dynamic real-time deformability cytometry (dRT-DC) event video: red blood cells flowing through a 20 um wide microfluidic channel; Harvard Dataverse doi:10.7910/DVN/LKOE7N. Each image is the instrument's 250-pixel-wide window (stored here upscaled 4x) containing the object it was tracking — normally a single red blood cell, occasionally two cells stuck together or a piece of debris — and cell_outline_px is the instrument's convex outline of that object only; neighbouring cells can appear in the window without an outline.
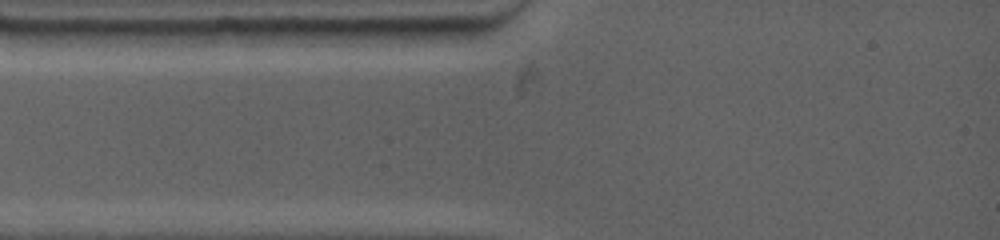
{"species": "common noctule bat (a hibernating species)", "species_latin": "Nyctalus noctula", "temperature_condition": "warm", "stored_images_in_passage": 3, "camera_frame_rate_fps": 4500, "um_per_image_px": 0.085, "animal": {"sex": "female", "body_mass_g": 19.0, "forearm_length_mm": 53.3}, "frame": {"image": 1, "passage_image": 1, "time_ms": 0.0, "image_size_px": [1000, 240], "cell_outline_px": [[232, 28], [220, 44], [140, 44], [92, 32], [92, 28]], "centroid_in_image_um": [14.19, 3.0], "position_along_channel_um": 70.8, "area_um2": 13.41}}